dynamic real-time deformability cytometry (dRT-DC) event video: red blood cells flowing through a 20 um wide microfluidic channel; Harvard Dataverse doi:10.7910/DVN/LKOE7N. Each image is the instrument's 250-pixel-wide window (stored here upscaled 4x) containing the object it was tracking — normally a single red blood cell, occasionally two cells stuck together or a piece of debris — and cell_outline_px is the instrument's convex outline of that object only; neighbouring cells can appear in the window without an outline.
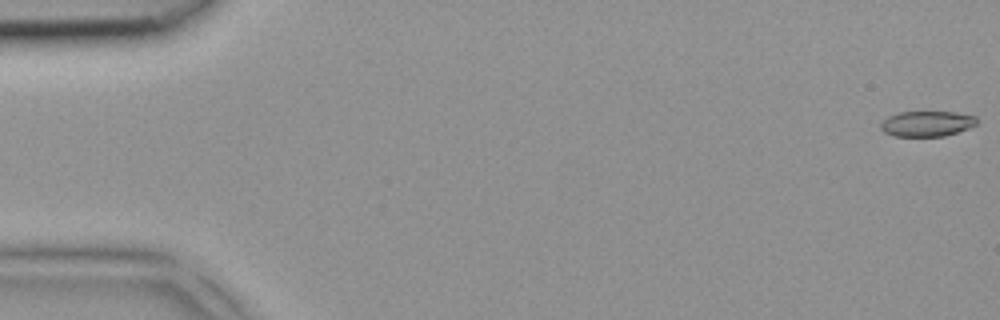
{"species": "common noctule bat (a hibernating species)", "species_latin": "Nyctalus noctula", "temperature_condition": "room temperature", "stored_images_in_passage": 5, "camera_frame_rate_fps": 3000, "um_per_image_px": 0.085, "animal": {"sex": "female", "body_mass_g": 18.4}, "frame": {"image": 1, "passage_image": 1, "time_ms": 0.0, "image_size_px": [1000, 320], "cell_outline_px": [[980, 120], [976, 124], [968, 128], [944, 136], [896, 136], [884, 132], [880, 128], [880, 120], [888, 116], [900, 112], [956, 112], [976, 116]], "centroid_in_image_um": [78.78, 10.5], "position_along_channel_um": 6.2, "area_um2": 14.33}}
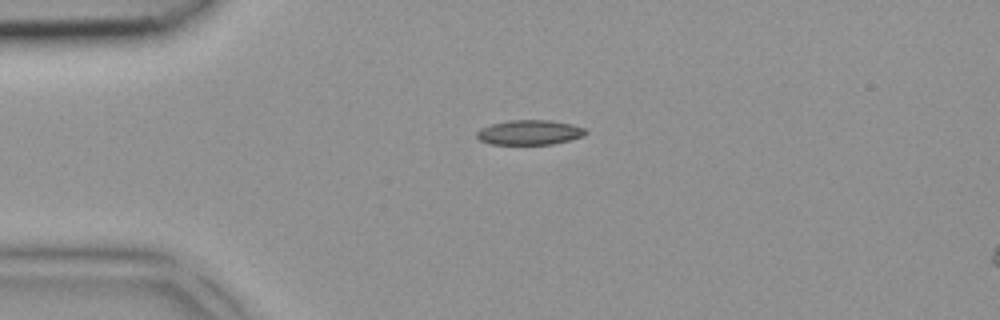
{"frame": {"image": 2, "passage_image": 4, "time_ms": 1.0, "image_size_px": [1000, 320], "cell_outline_px": [[588, 132], [584, 136], [552, 144], [492, 144], [480, 140], [476, 136], [476, 132], [480, 128], [492, 124], [508, 120], [552, 120], [572, 124], [584, 128]], "centroid_in_image_um": [45.02, 11.25], "position_along_channel_um": 40.0, "area_um2": 15.72}}
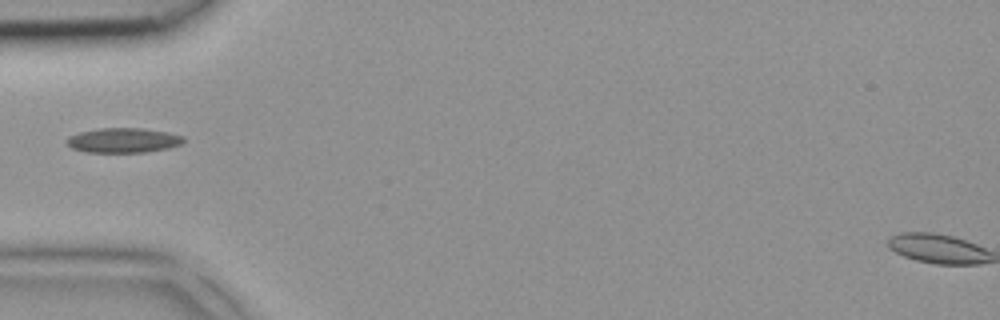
{"frame": {"image": 3, "passage_image": 5, "time_ms": 1.333, "image_size_px": [1000, 320], "cell_outline_px": [[184, 144], [168, 148], [148, 152], [88, 152], [72, 148], [64, 140], [68, 136], [80, 132], [100, 128], [140, 128], [168, 132], [184, 136]], "centroid_in_image_um": [10.5, 11.92], "position_along_channel_um": 74.5, "area_um2": 16.94}}